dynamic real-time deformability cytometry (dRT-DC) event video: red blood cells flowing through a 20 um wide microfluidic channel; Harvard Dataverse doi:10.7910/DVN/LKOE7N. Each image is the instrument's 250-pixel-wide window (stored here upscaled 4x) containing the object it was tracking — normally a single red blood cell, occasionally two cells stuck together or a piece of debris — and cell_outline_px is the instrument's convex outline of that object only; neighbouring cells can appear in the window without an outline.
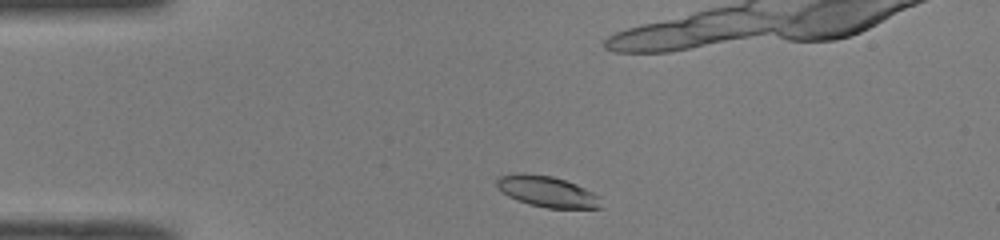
{"species": "common noctule bat (a hibernating species)", "species_latin": "Nyctalus noctula", "temperature_condition": "room temperature", "stored_images_in_passage": 35, "camera_frame_rate_fps": 3000, "um_per_image_px": 0.085, "animal": {"sex": "male", "body_mass_g": 19.0, "forearm_length_mm": 50.8}, "frame": {"image": 1, "passage_image": 3, "time_ms": 0.667, "image_size_px": [1000, 240], "cell_outline_px": [[600, 208], [548, 208], [528, 204], [516, 200], [508, 196], [496, 188], [496, 176], [520, 172], [552, 176], [576, 184], [600, 196]], "centroid_in_image_um": [46.43, 16.27], "position_along_channel_um": 38.6, "area_um2": 18.96}}
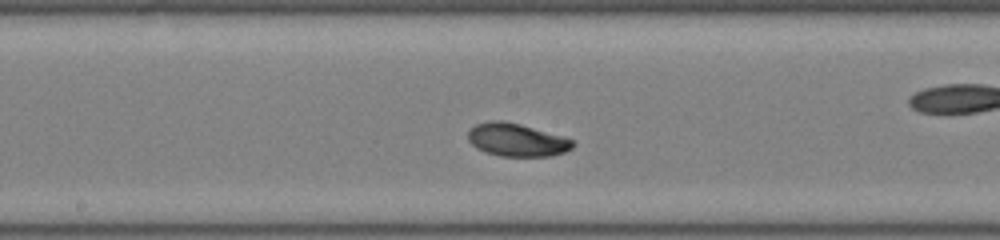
{"frame": {"image": 2, "passage_image": 18, "time_ms": 5.667, "image_size_px": [1000, 240], "cell_outline_px": [[576, 144], [572, 148], [564, 152], [552, 156], [500, 156], [484, 152], [476, 148], [468, 140], [468, 132], [476, 124], [492, 120], [504, 120], [520, 124], [560, 136], [572, 140]], "centroid_in_image_um": [43.9, 11.9], "position_along_channel_um": 204.3, "area_um2": 20.0}}
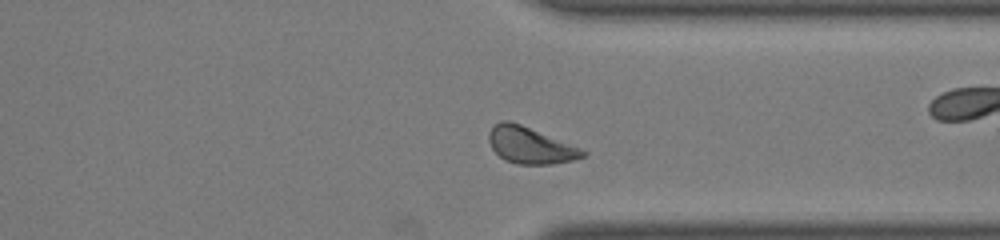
{"frame": {"image": 3, "passage_image": 30, "time_ms": 9.667, "image_size_px": [1000, 240], "cell_outline_px": [[588, 156], [572, 160], [552, 164], [516, 164], [504, 160], [492, 148], [488, 140], [488, 132], [500, 120], [508, 120], [520, 124], [580, 148], [588, 152]], "centroid_in_image_um": [45.06, 12.36], "position_along_channel_um": 366.3, "area_um2": 19.83}, "authors_computed_cell_mechanics": {"area_um2": 19.7676, "velocity_mm_per_s": 4.0297, "shape_relaxation_time_tau1_ms": 2.0817, "shape_relaxation_time_tau2_ms": null, "deformation_change_tau1": 0.0951, "deformation_change_tau2": null}}